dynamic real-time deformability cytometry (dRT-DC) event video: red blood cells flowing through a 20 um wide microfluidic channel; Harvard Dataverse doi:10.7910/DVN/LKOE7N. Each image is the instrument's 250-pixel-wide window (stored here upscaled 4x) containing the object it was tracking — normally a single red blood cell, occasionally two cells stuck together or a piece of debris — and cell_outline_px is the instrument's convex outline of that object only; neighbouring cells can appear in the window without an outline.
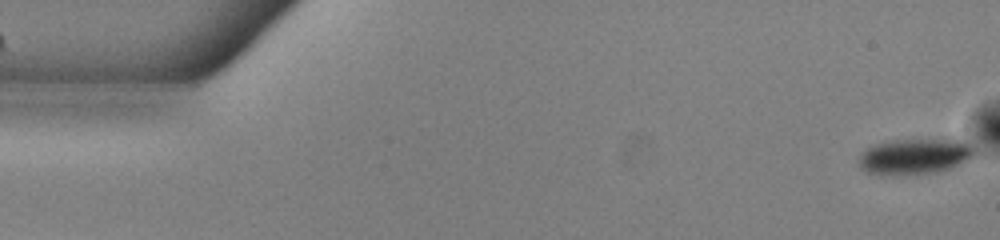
{"species": "common noctule bat (a hibernating species)", "species_latin": "Nyctalus noctula", "temperature_condition": "warm", "stored_images_in_passage": 53, "camera_frame_rate_fps": 3000, "um_per_image_px": 0.085, "animal": {"sex": "male", "body_mass_g": 13.0, "forearm_length_mm": 53.1}, "frame": {"image": 1, "passage_image": 1, "time_ms": 0.0, "image_size_px": [1000, 240], "cell_outline_px": [[972, 156], [960, 164], [948, 168], [932, 172], [896, 176], [868, 172], [860, 168], [860, 152], [876, 144], [892, 140], [952, 136], [964, 140], [972, 144]], "centroid_in_image_um": [77.79, 13.23], "position_along_channel_um": 7.2, "area_um2": 24.68}}
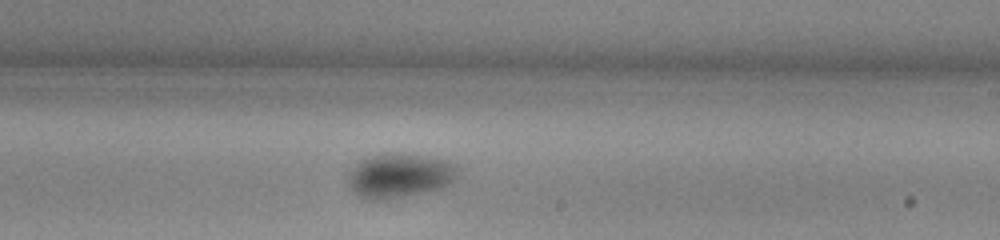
{"frame": {"image": 2, "passage_image": 31, "time_ms": 10.0, "image_size_px": [1000, 240], "cell_outline_px": [[460, 168], [456, 176], [444, 188], [384, 200], [364, 200], [348, 184], [348, 172], [360, 160], [368, 156], [384, 152], [400, 152], [428, 156], [448, 160], [456, 164]], "centroid_in_image_um": [33.97, 14.89], "position_along_channel_um": 255.0, "area_um2": 28.9}}
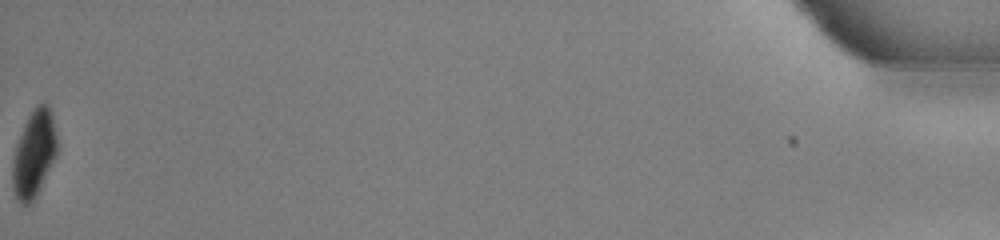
{"frame": {"image": 3, "passage_image": 53, "time_ms": 17.333, "image_size_px": [1000, 240], "cell_outline_px": [[56, 156], [32, 200], [28, 204], [20, 204], [16, 200], [12, 188], [12, 160], [16, 144], [24, 124], [28, 116], [36, 104], [40, 100], [44, 100], [48, 104], [52, 116], [56, 136]], "centroid_in_image_um": [2.85, 13.01], "position_along_channel_um": 432.3, "area_um2": 22.37}, "authors_computed_cell_mechanics": {"area_um2": 26.9348, "velocity_mm_per_s": 3.8891, "shape_relaxation_time_tau1_ms": 3.6763, "shape_relaxation_time_tau2_ms": null, "deformation_change_tau1": 0.0861, "deformation_change_tau2": null}}